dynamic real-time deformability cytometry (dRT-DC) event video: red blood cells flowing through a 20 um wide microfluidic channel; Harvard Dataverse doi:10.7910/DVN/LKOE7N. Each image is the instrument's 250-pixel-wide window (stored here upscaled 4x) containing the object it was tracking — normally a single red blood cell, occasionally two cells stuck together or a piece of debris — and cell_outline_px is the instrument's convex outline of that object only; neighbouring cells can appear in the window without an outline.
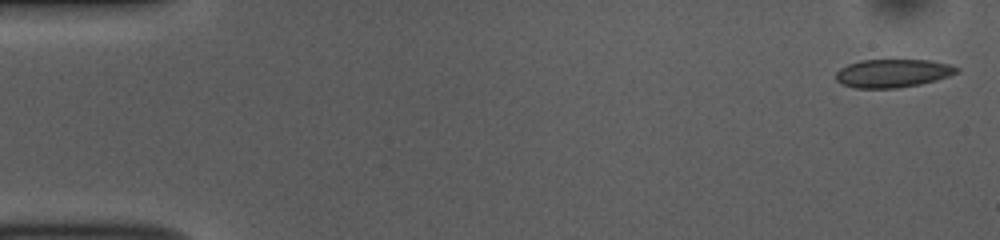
{"species": "common noctule bat (a hibernating species)", "species_latin": "Nyctalus noctula", "temperature_condition": "room temperature", "stored_images_in_passage": 52, "camera_frame_rate_fps": 3000, "um_per_image_px": 0.085, "animal": {"sex": "female", "body_mass_g": 10.0, "forearm_length_mm": 53.1}, "frame": {"image": 1, "passage_image": 1, "time_ms": 0.0, "image_size_px": [1000, 240], "cell_outline_px": [[960, 72], [936, 80], [920, 84], [896, 88], [856, 88], [840, 84], [836, 80], [836, 72], [840, 68], [848, 64], [860, 60], [928, 60], [948, 64], [960, 68]], "centroid_in_image_um": [75.87, 6.23], "position_along_channel_um": 9.1, "area_um2": 19.94}}
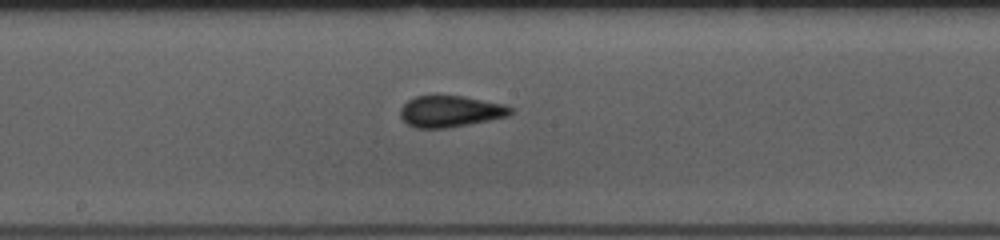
{"frame": {"image": 2, "passage_image": 27, "time_ms": 8.667, "image_size_px": [1000, 240], "cell_outline_px": [[512, 112], [508, 116], [448, 128], [416, 128], [408, 124], [400, 116], [400, 108], [408, 100], [416, 96], [436, 92], [464, 96], [504, 104], [512, 108]], "centroid_in_image_um": [38.23, 9.42], "position_along_channel_um": 210.0, "area_um2": 20.69}}
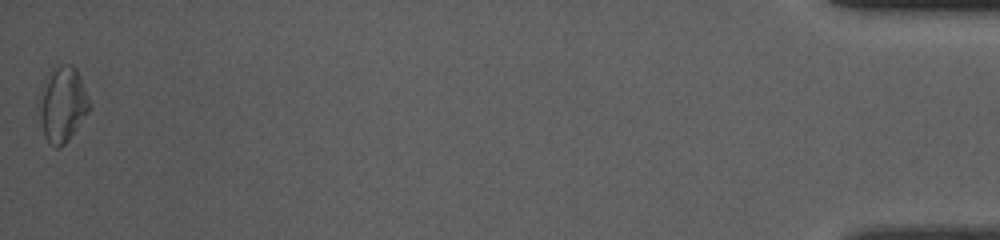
{"frame": {"image": 3, "passage_image": 52, "time_ms": 17.0, "image_size_px": [1000, 240], "cell_outline_px": [[88, 112], [68, 140], [60, 148], [56, 148], [44, 136], [40, 120], [36, 100], [44, 76], [56, 68], [64, 64], [72, 64], [76, 68], [80, 76], [88, 100]], "centroid_in_image_um": [5.24, 8.84], "position_along_channel_um": 430.0, "area_um2": 22.08}, "authors_computed_cell_mechanics": {"area_um2": 19.8832, "velocity_mm_per_s": 3.779, "shape_relaxation_time_tau1_ms": 9.5623, "shape_relaxation_time_tau2_ms": 2.0685, "deformation_change_tau1": 0.1686, "deformation_change_tau2": 0.0574}}